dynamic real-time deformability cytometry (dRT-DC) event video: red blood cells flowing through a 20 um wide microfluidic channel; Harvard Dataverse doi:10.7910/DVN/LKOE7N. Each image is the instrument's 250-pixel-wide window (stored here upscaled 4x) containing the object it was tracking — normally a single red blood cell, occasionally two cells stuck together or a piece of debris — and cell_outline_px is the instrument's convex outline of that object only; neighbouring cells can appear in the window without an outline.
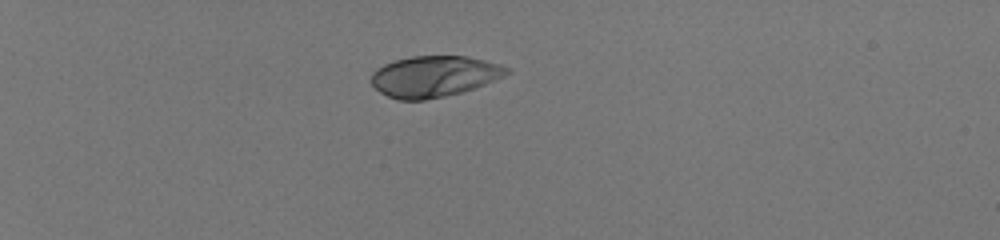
{"species": "human", "species_latin": "Homo sapiens", "temperature_condition": "room temperature", "stored_images_in_passage": 39, "camera_frame_rate_fps": 3000, "um_per_image_px": 0.085, "donor": {"sex": "male"}, "frame": {"image": 1, "passage_image": 1, "time_ms": 0.0, "image_size_px": [1000, 240], "cell_outline_px": [[512, 72], [484, 84], [460, 92], [444, 96], [424, 100], [400, 100], [388, 96], [380, 92], [372, 84], [372, 72], [376, 68], [384, 64], [396, 60], [412, 56], [468, 56], [500, 64], [512, 68]], "centroid_in_image_um": [36.91, 6.48], "position_along_channel_um": 48.1, "area_um2": 32.25}}
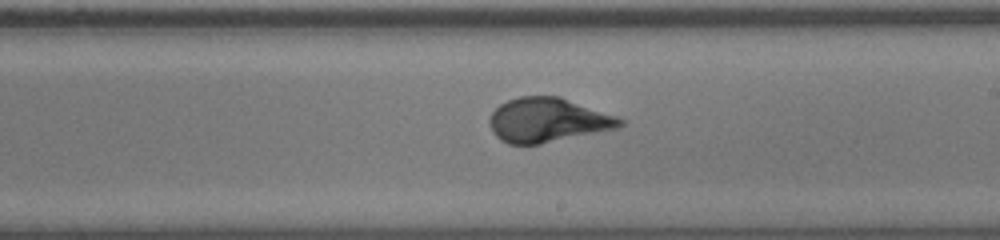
{"frame": {"image": 2, "passage_image": 21, "time_ms": 6.667, "image_size_px": [1000, 240], "cell_outline_px": [[624, 124], [620, 128], [540, 144], [508, 144], [500, 140], [492, 132], [488, 120], [492, 112], [500, 104], [508, 100], [520, 96], [560, 96], [616, 116], [624, 120]], "centroid_in_image_um": [46.55, 10.21], "position_along_channel_um": 242.4, "area_um2": 33.81}}
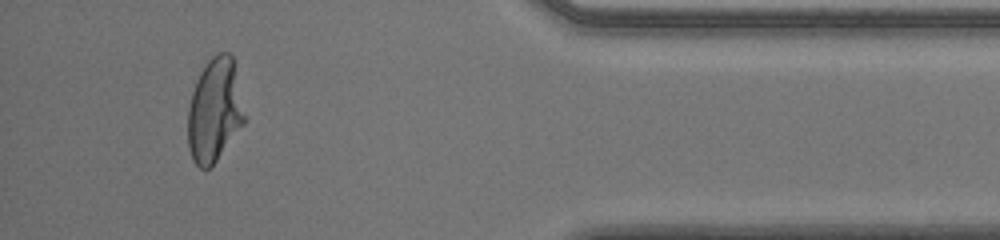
{"frame": {"image": 3, "passage_image": 36, "time_ms": 11.667, "image_size_px": [1000, 240], "cell_outline_px": [[244, 124], [216, 160], [208, 168], [200, 168], [192, 160], [188, 148], [188, 108], [192, 92], [196, 80], [200, 72], [208, 60], [216, 52], [228, 52], [232, 56], [244, 116]], "centroid_in_image_um": [18.2, 9.38], "position_along_channel_um": 417.0, "area_um2": 33.7}, "authors_computed_cell_mechanics": {"area_um2": 33.6974, "velocity_mm_per_s": 4.0394, "shape_relaxation_time_tau1_ms": 4.4717, "shape_relaxation_time_tau2_ms": null, "deformation_change_tau1": 0.2408, "deformation_change_tau2": null}}